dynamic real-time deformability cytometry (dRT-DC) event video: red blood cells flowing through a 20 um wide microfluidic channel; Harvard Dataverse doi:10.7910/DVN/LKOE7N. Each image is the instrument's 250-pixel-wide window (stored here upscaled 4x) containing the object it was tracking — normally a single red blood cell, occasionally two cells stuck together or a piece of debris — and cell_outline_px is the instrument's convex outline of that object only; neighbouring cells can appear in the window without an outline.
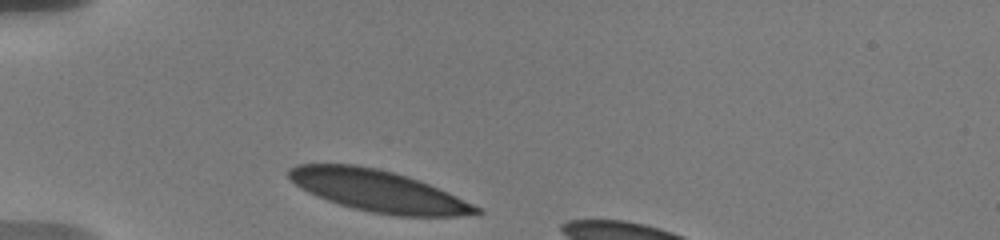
{"species": "human", "species_latin": "Homo sapiens", "temperature_condition": "warm", "stored_images_in_passage": 3, "camera_frame_rate_fps": 3000, "um_per_image_px": 0.085, "donor": {"sex": "male"}, "frame": {"image": 1, "passage_image": 1, "time_ms": 0.0, "image_size_px": [1000, 240], "cell_outline_px": [[484, 212], [480, 216], [396, 216], [372, 212], [352, 208], [316, 196], [300, 188], [288, 176], [288, 168], [296, 164], [356, 164], [376, 168], [392, 172], [428, 184], [448, 192], [480, 208]], "centroid_in_image_um": [32.17, 16.24], "position_along_channel_um": 52.8, "area_um2": 45.14}}